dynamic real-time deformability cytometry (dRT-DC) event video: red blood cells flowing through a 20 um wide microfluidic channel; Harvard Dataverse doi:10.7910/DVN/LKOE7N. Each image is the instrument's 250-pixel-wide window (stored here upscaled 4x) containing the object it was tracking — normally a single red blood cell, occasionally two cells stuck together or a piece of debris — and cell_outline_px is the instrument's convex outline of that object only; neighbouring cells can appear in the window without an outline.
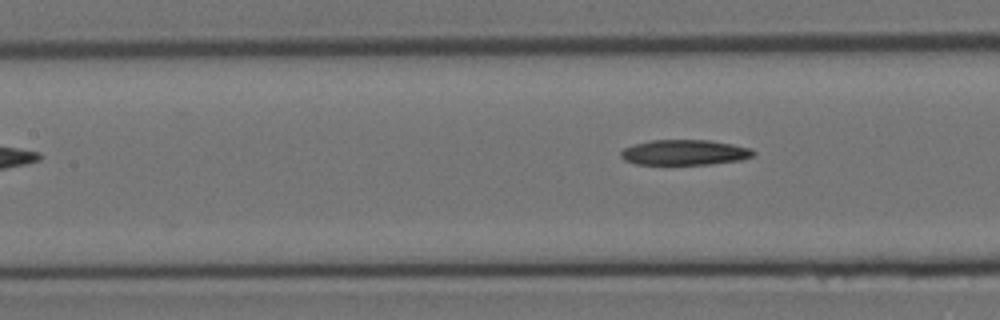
{"species": "Egyptian fruit bat (a non-hibernating species)", "species_latin": "Rousettus aegyptiacus", "temperature_condition": "room temperature", "stored_images_in_passage": 9, "segment_of_instrument_passage": [2, 2], "camera_frame_rate_fps": 3000, "um_per_image_px": 0.085, "animal": {"sex": "female"}, "frame": {"image": 1, "passage_image": 9, "time_ms": 2.667, "image_size_px": [1000, 320], "cell_outline_px": [[756, 152], [752, 156], [740, 160], [712, 164], [636, 164], [624, 160], [620, 156], [620, 152], [624, 148], [632, 144], [652, 140], [708, 140], [732, 144], [752, 148]], "centroid_in_image_um": [58.18, 12.95], "position_along_channel_um": 149.2, "area_um2": 19.59}}